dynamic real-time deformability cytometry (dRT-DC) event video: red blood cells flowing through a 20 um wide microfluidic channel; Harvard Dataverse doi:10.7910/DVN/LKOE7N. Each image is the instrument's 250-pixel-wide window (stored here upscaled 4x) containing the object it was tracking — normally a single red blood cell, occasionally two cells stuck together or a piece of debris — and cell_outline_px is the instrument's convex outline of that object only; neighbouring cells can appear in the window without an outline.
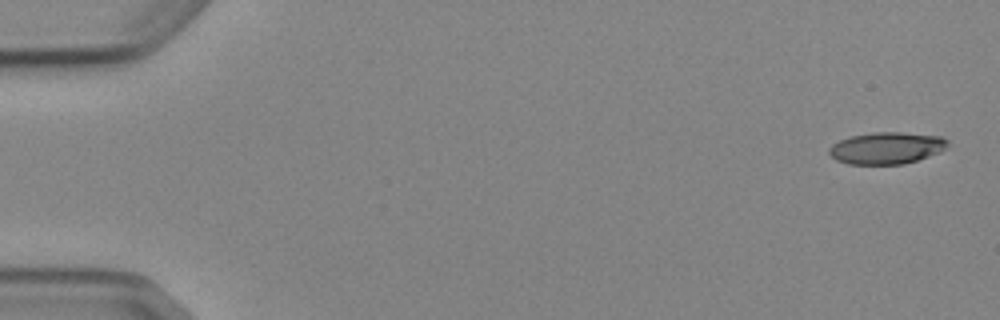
{"species": "Egyptian fruit bat (a non-hibernating species)", "species_latin": "Rousettus aegyptiacus", "temperature_condition": "cold", "stored_images_in_passage": 5, "segment_of_instrument_passage": [1, 2], "camera_frame_rate_fps": 3000, "um_per_image_px": 0.085, "animal": {"sex": "female"}, "frame": {"image": 1, "passage_image": 1, "time_ms": 0.0, "image_size_px": [1000, 320], "cell_outline_px": [[948, 144], [940, 152], [904, 164], [848, 164], [836, 160], [828, 152], [828, 148], [832, 144], [840, 140], [852, 136], [872, 132], [900, 132], [940, 136], [948, 140]], "centroid_in_image_um": [75.33, 12.58], "position_along_channel_um": 9.7, "area_um2": 21.91}}